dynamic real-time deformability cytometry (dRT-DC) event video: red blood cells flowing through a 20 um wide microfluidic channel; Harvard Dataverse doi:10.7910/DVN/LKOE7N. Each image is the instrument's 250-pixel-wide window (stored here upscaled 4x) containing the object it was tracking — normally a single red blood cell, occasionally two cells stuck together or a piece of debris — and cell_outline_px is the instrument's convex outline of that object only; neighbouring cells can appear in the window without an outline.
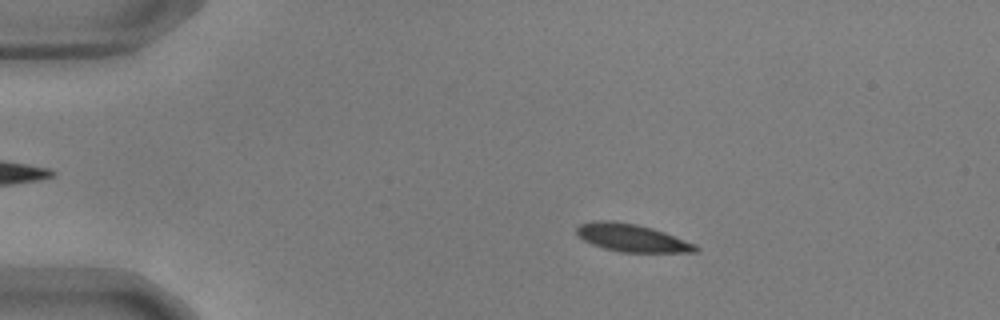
{"species": "common noctule bat (a hibernating species)", "species_latin": "Nyctalus noctula", "temperature_condition": "warm", "stored_images_in_passage": 55, "camera_frame_rate_fps": 3000, "um_per_image_px": 0.085, "animal": {"sex": "male", "body_mass_g": 17.9, "forearm_length_mm": 54.2}, "frame": {"image": 1, "passage_image": 10, "time_ms": 3.0, "image_size_px": [1000, 320], "cell_outline_px": [[700, 248], [696, 252], [620, 252], [604, 248], [592, 244], [576, 236], [576, 228], [580, 224], [592, 220], [612, 220], [636, 224], [652, 228], [664, 232], [696, 244]], "centroid_in_image_um": [53.67, 20.21], "position_along_channel_um": 31.3, "area_um2": 19.31}}
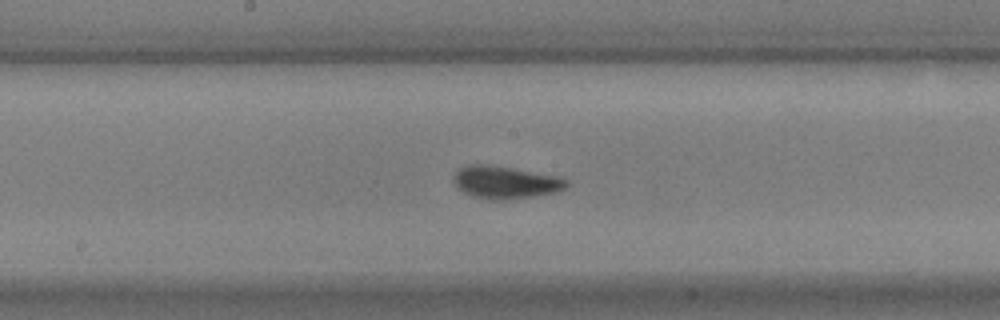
{"frame": {"image": 2, "passage_image": 29, "time_ms": 9.333, "image_size_px": [1000, 320], "cell_outline_px": [[568, 184], [564, 188], [556, 192], [508, 200], [496, 200], [472, 196], [464, 192], [452, 180], [456, 172], [460, 168], [468, 164], [488, 164], [560, 176], [568, 180]], "centroid_in_image_um": [42.97, 15.49], "position_along_channel_um": 205.2, "area_um2": 21.33}}
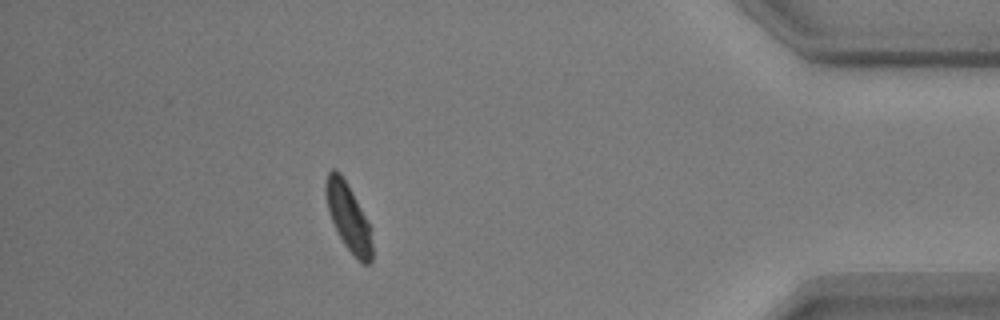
{"frame": {"image": 3, "passage_image": 49, "time_ms": 16.0, "image_size_px": [1000, 320], "cell_outline_px": [[372, 264], [364, 264], [344, 244], [328, 212], [324, 192], [324, 184], [328, 172], [332, 168], [336, 168], [340, 172], [352, 192], [368, 220], [372, 244]], "centroid_in_image_um": [29.59, 18.4], "position_along_channel_um": 405.6, "area_um2": 18.03}, "authors_computed_cell_mechanics": {"area_um2": 19.4786, "velocity_mm_per_s": 3.6455, "shape_relaxation_time_tau1_ms": 2.2044, "shape_relaxation_time_tau2_ms": 0.9321, "deformation_change_tau1": 0.1285, "deformation_change_tau2": 0.057}}